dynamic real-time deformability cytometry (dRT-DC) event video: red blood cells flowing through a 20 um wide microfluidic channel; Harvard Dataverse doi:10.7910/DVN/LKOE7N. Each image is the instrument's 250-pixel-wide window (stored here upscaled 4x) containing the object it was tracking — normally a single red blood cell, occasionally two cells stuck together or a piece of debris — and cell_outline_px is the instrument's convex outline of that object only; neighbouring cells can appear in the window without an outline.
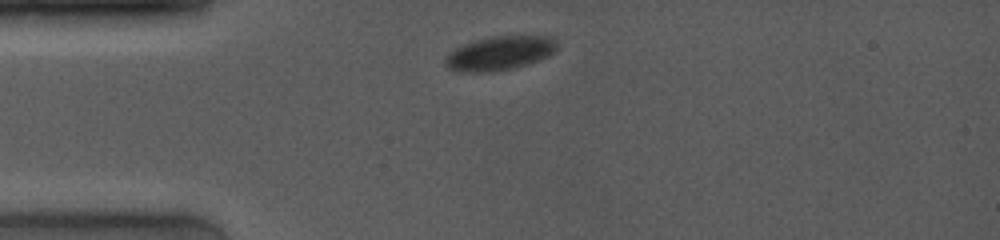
{"species": "common noctule bat (a hibernating species)", "species_latin": "Nyctalus noctula", "temperature_condition": "room temperature", "stored_images_in_passage": 2, "camera_frame_rate_fps": 4000, "um_per_image_px": 0.085, "animal": {"sex": "female", "body_mass_g": 19.0, "forearm_length_mm": 53.3}, "frame": {"image": 1, "passage_image": 1, "time_ms": 0.0, "image_size_px": [1000, 240], "cell_outline_px": [[556, 52], [548, 56], [528, 64], [516, 68], [492, 72], [456, 72], [448, 68], [444, 64], [444, 56], [452, 48], [460, 44], [488, 36], [512, 32], [552, 36], [556, 40]], "centroid_in_image_um": [42.46, 4.46], "position_along_channel_um": 42.5, "area_um2": 23.76}}